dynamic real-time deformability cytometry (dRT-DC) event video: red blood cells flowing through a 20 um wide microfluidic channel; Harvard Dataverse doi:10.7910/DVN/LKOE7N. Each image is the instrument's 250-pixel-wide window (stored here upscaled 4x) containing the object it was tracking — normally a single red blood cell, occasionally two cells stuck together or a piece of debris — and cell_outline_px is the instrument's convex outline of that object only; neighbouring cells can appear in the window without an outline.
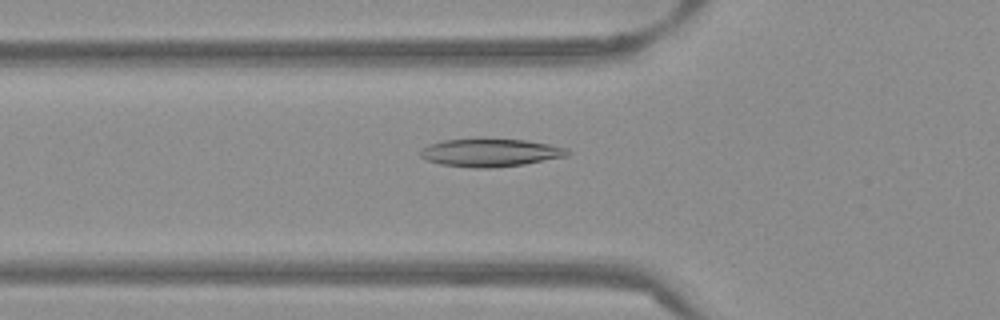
{"species": "Egyptian fruit bat (a non-hibernating species)", "species_latin": "Rousettus aegyptiacus", "temperature_condition": "warm", "stored_images_in_passage": 52, "camera_frame_rate_fps": 3000, "um_per_image_px": 0.085, "frame": {"image": 1, "passage_image": 18, "time_ms": 5.667, "image_size_px": [1000, 320], "cell_outline_px": [[572, 152], [568, 156], [524, 164], [492, 168], [476, 168], [440, 164], [428, 160], [420, 156], [420, 152], [428, 144], [444, 140], [480, 136], [524, 140], [548, 144], [568, 148]], "centroid_in_image_um": [41.69, 12.94], "position_along_channel_um": 84.1, "area_um2": 24.68}}
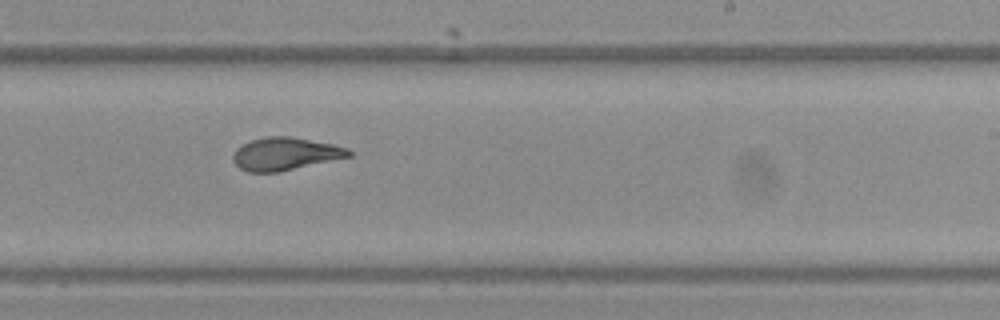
{"frame": {"image": 2, "passage_image": 32, "time_ms": 10.333, "image_size_px": [1000, 320], "cell_outline_px": [[352, 156], [280, 172], [248, 172], [240, 168], [232, 160], [232, 156], [236, 148], [252, 140], [268, 136], [292, 136], [332, 144], [348, 148], [352, 152]], "centroid_in_image_um": [24.25, 13.08], "position_along_channel_um": 264.7, "area_um2": 22.14}}
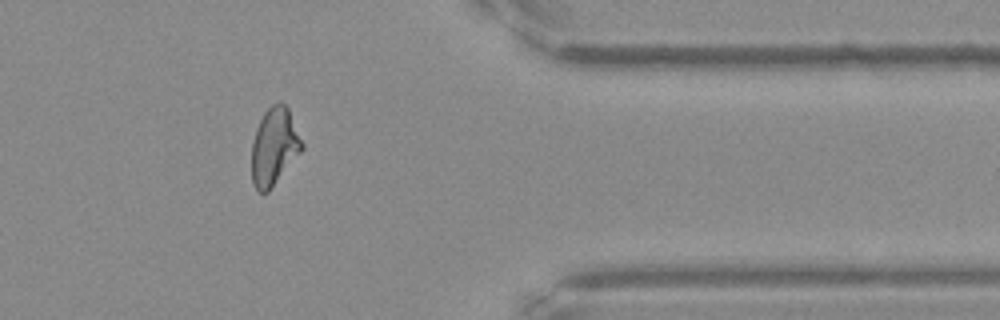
{"frame": {"image": 3, "passage_image": 43, "time_ms": 14.0, "image_size_px": [1000, 320], "cell_outline_px": [[304, 148], [268, 192], [260, 192], [252, 184], [252, 140], [256, 128], [264, 112], [272, 104], [280, 100], [288, 108], [304, 144]], "centroid_in_image_um": [23.31, 12.44], "position_along_channel_um": 388.1, "area_um2": 22.66}, "authors_computed_cell_mechanics": {"area_um2": 23.0333, "velocity_mm_per_s": 3.8523, "shape_relaxation_time_tau1_ms": 7.2018, "shape_relaxation_time_tau2_ms": 1.4701, "deformation_change_tau1": 0.2143, "deformation_change_tau2": 0.0756}}